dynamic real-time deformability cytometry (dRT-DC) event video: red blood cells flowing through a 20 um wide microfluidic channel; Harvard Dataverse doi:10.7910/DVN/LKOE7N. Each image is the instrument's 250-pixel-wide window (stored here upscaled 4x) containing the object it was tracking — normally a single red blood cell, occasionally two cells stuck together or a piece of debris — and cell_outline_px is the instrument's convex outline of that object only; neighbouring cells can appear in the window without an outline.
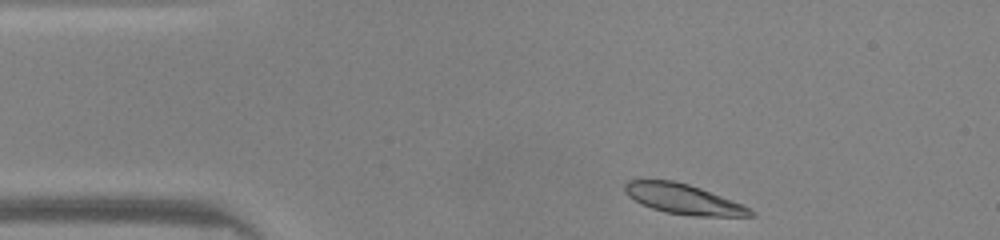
{"species": "common noctule bat (a hibernating species)", "species_latin": "Nyctalus noctula", "temperature_condition": "warm", "stored_images_in_passage": 41, "camera_frame_rate_fps": 3000, "um_per_image_px": 0.085, "animal": {"sex": "male", "body_mass_g": 20.0, "forearm_length_mm": 53.3}, "frame": {"image": 1, "passage_image": 1, "time_ms": 0.0, "image_size_px": [1000, 240], "cell_outline_px": [[756, 216], [692, 216], [664, 212], [640, 204], [628, 196], [624, 192], [624, 184], [628, 180], [672, 180], [688, 184], [700, 188], [744, 204], [756, 212]], "centroid_in_image_um": [58.1, 16.93], "position_along_channel_um": 26.9, "area_um2": 22.2}}
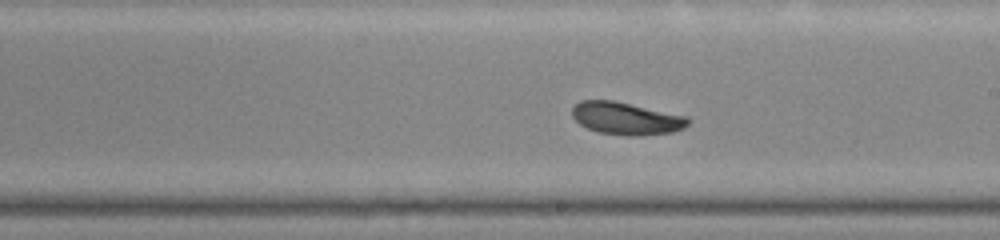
{"frame": {"image": 2, "passage_image": 20, "time_ms": 6.333, "image_size_px": [1000, 240], "cell_outline_px": [[688, 124], [684, 128], [672, 132], [640, 136], [628, 136], [600, 132], [588, 128], [580, 124], [572, 116], [572, 108], [580, 100], [612, 100], [688, 116]], "centroid_in_image_um": [53.23, 10.06], "position_along_channel_um": 235.8, "area_um2": 21.85}}
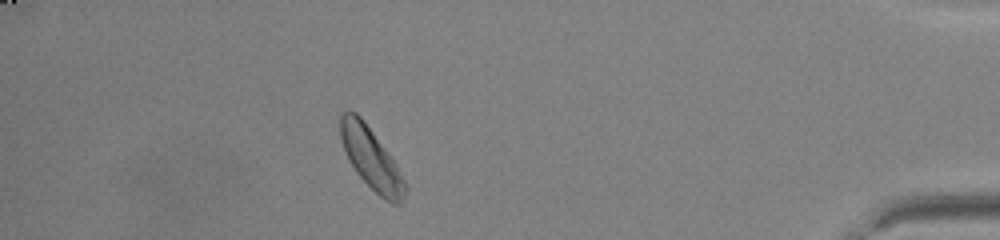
{"frame": {"image": 3, "passage_image": 36, "time_ms": 11.667, "image_size_px": [1000, 240], "cell_outline_px": [[408, 188], [400, 204], [392, 204], [384, 200], [356, 172], [348, 160], [340, 140], [340, 112], [356, 112], [364, 120], [396, 164]], "centroid_in_image_um": [31.54, 13.48], "position_along_channel_um": 403.7, "area_um2": 22.95}, "authors_computed_cell_mechanics": {"area_um2": 22.5998, "velocity_mm_per_s": 4.1275, "shape_relaxation_time_tau1_ms": 1.8266, "shape_relaxation_time_tau2_ms": null, "deformation_change_tau1": 0.1009, "deformation_change_tau2": null}}